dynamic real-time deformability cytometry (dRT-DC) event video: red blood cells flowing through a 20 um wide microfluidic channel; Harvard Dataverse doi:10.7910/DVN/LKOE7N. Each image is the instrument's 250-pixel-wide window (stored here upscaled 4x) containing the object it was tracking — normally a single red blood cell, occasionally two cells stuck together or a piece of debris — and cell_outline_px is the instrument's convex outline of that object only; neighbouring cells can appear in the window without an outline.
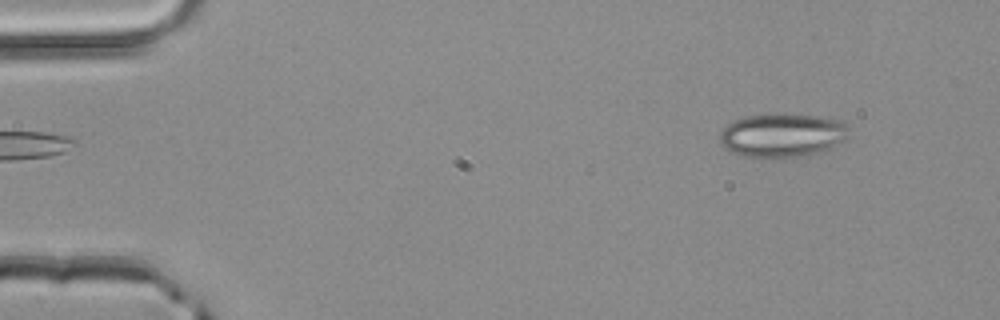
{"species": "common noctule bat (a hibernating species)", "species_latin": "Nyctalus noctula", "temperature_condition": "room temperature", "stored_images_in_passage": 2, "camera_frame_rate_fps": 3000, "um_per_image_px": 0.085, "animal": {"sex": "male", "body_mass_g": 20.4}, "frame": {"image": 1, "passage_image": 2, "time_ms": 0.333, "image_size_px": [1000, 320], "cell_outline_px": [[848, 128], [844, 140], [820, 152], [796, 156], [744, 156], [732, 152], [724, 148], [720, 140], [720, 132], [732, 120], [744, 116], [784, 112], [820, 116], [844, 120], [848, 124]], "centroid_in_image_um": [66.49, 11.43], "position_along_channel_um": 18.5, "area_um2": 32.95}}